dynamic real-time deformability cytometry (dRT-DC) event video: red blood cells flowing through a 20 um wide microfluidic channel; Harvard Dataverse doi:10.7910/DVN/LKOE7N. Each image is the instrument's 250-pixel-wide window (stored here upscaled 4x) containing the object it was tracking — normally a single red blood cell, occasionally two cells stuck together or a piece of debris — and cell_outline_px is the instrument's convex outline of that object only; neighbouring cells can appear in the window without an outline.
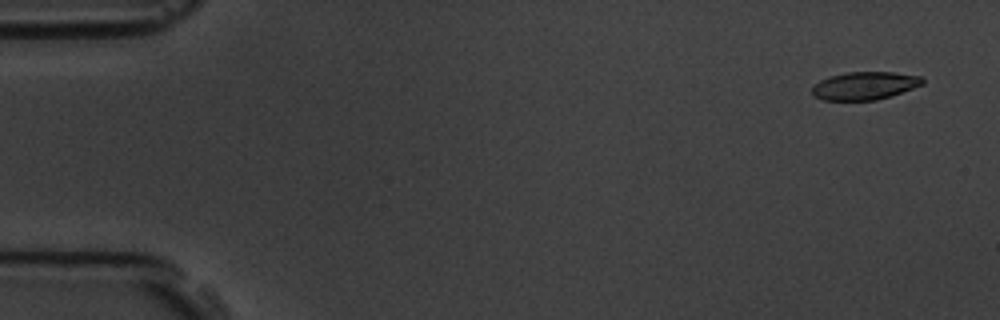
{"species": "common noctule bat (a hibernating species)", "species_latin": "Nyctalus noctula", "temperature_condition": "room temperature", "stored_images_in_passage": 5, "camera_frame_rate_fps": 3000, "um_per_image_px": 0.085, "animal": {"sex": "male", "body_mass_g": 19.5, "forearm_length_mm": 54.6}, "frame": {"image": 1, "passage_image": 1, "time_ms": 0.0, "image_size_px": [1000, 320], "cell_outline_px": [[924, 84], [892, 96], [876, 100], [824, 100], [812, 96], [812, 84], [828, 76], [848, 72], [892, 72], [920, 76], [924, 80]], "centroid_in_image_um": [73.47, 7.29], "position_along_channel_um": 11.5, "area_um2": 18.15}}
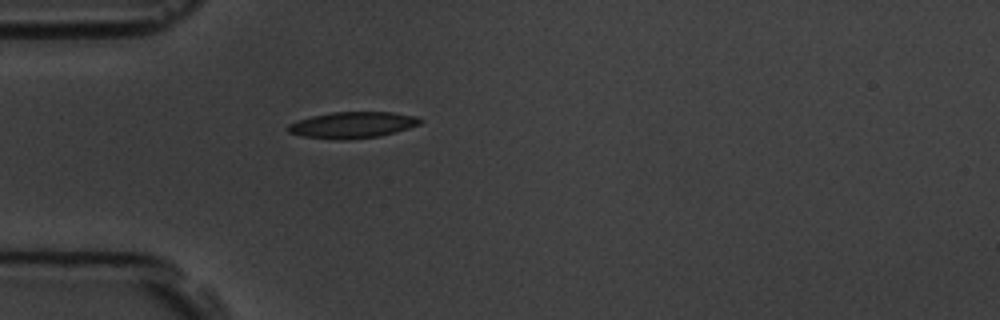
{"frame": {"image": 2, "passage_image": 5, "time_ms": 4.333, "image_size_px": [1000, 320], "cell_outline_px": [[424, 120], [420, 124], [396, 132], [380, 136], [348, 140], [340, 140], [300, 136], [288, 132], [288, 124], [296, 120], [312, 116], [332, 112], [392, 112], [416, 116]], "centroid_in_image_um": [29.96, 10.62], "position_along_channel_um": 55.0, "area_um2": 20.4}}